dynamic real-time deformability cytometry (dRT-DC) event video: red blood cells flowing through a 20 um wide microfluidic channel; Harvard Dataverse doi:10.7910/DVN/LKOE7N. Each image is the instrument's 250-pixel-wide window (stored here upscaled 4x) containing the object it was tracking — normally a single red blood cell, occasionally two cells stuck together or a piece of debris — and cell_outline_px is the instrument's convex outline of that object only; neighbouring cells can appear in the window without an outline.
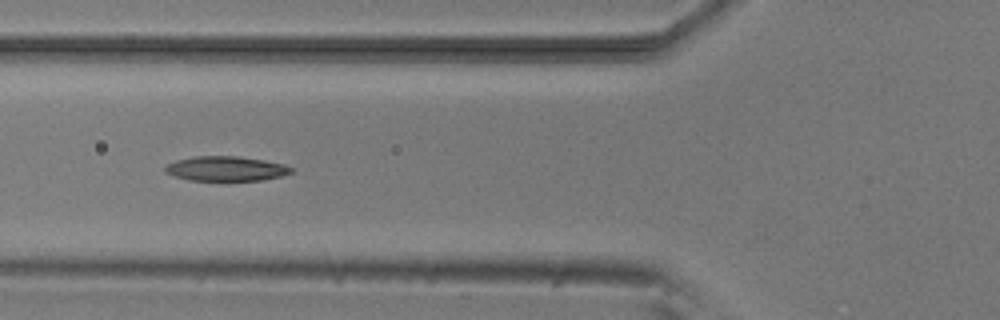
{"species": "common noctule bat (a hibernating species)", "species_latin": "Nyctalus noctula", "temperature_condition": "room temperature", "stored_images_in_passage": 7, "camera_frame_rate_fps": 3000, "um_per_image_px": 0.085, "animal": {"sex": "male", "body_mass_g": 20.5, "forearm_length_mm": 52.5}, "frame": {"image": 1, "passage_image": 5, "time_ms": 4.667, "image_size_px": [1000, 320], "cell_outline_px": [[292, 172], [280, 176], [260, 180], [188, 180], [164, 172], [164, 168], [168, 164], [176, 160], [192, 156], [236, 156], [264, 160], [284, 164], [292, 168]], "centroid_in_image_um": [19.18, 14.32], "position_along_channel_um": 106.6, "area_um2": 17.98}}
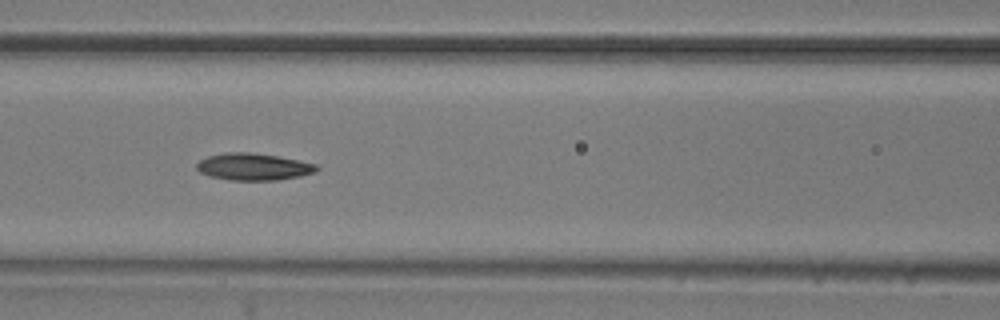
{"frame": {"image": 2, "passage_image": 6, "time_ms": 5.667, "image_size_px": [1000, 320], "cell_outline_px": [[320, 168], [316, 172], [300, 176], [276, 180], [228, 180], [212, 176], [200, 172], [196, 168], [196, 164], [200, 160], [208, 156], [224, 152], [248, 152], [276, 156], [316, 164]], "centroid_in_image_um": [21.53, 14.17], "position_along_channel_um": 145.1, "area_um2": 18.73}}
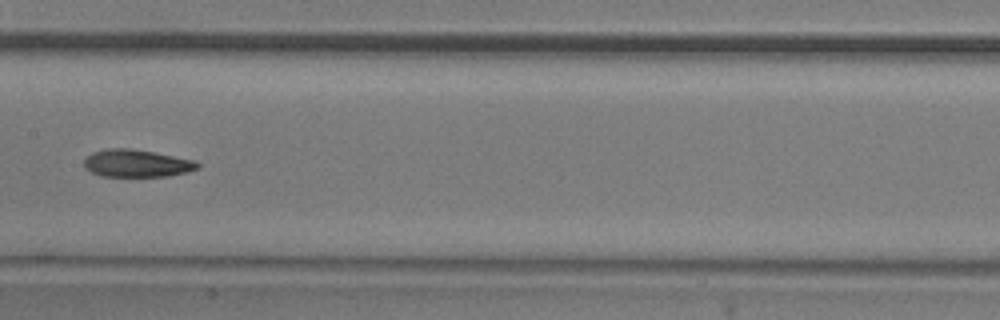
{"frame": {"image": 3, "passage_image": 7, "time_ms": 7.0, "image_size_px": [1000, 320], "cell_outline_px": [[200, 168], [188, 172], [168, 176], [100, 176], [84, 168], [84, 160], [92, 152], [108, 148], [132, 148], [196, 160], [200, 164]], "centroid_in_image_um": [11.64, 13.88], "position_along_channel_um": 195.8, "area_um2": 18.32}}